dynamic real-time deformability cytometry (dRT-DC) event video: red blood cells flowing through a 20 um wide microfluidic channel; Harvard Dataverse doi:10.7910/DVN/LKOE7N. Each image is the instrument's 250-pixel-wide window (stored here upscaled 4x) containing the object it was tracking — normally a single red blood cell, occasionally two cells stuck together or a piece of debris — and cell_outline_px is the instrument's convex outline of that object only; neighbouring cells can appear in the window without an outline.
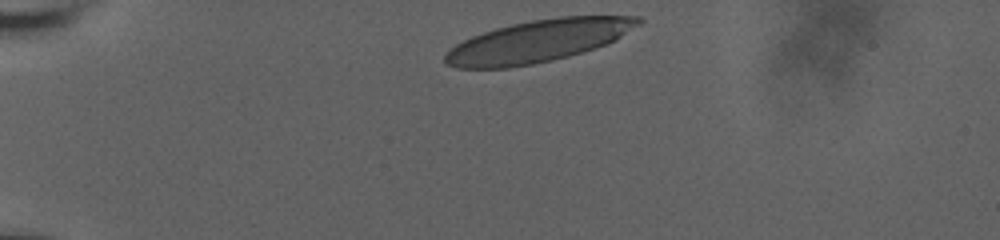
{"species": "human", "species_latin": "Homo sapiens", "temperature_condition": "room temperature", "stored_images_in_passage": 36, "camera_frame_rate_fps": 3000, "um_per_image_px": 0.085, "donor": {"sex": "male"}, "frame": {"image": 1, "passage_image": 1, "time_ms": 0.0, "image_size_px": [1000, 240], "cell_outline_px": [[644, 20], [640, 24], [620, 36], [596, 48], [568, 56], [552, 60], [532, 64], [508, 68], [456, 68], [448, 64], [444, 60], [444, 56], [448, 48], [472, 36], [496, 28], [512, 24], [532, 20], [560, 16], [640, 16]], "centroid_in_image_um": [45.71, 3.49], "position_along_channel_um": 39.3, "area_um2": 47.11}}
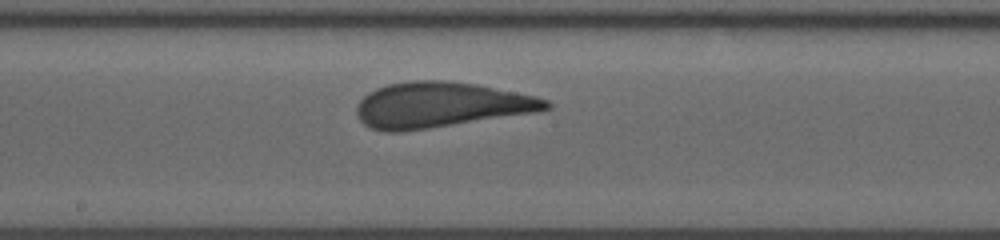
{"frame": {"image": 2, "passage_image": 20, "time_ms": 6.333, "image_size_px": [1000, 240], "cell_outline_px": [[552, 108], [540, 112], [400, 132], [384, 132], [372, 128], [364, 124], [360, 120], [356, 112], [356, 108], [360, 100], [368, 92], [376, 88], [388, 84], [412, 80], [444, 80], [476, 84], [536, 96], [548, 100], [552, 104]], "centroid_in_image_um": [37.48, 8.92], "position_along_channel_um": 210.7, "area_um2": 50.29}}
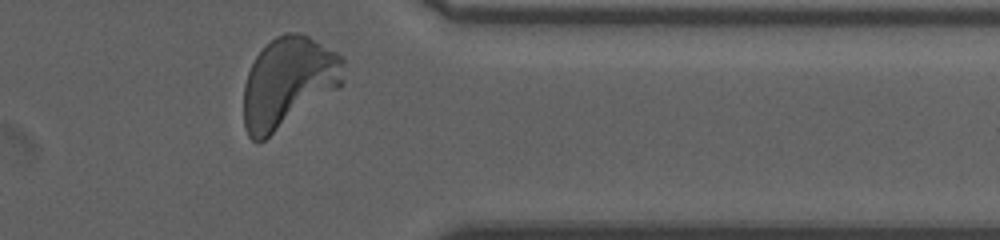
{"frame": {"image": 3, "passage_image": 35, "time_ms": 11.333, "image_size_px": [1000, 240], "cell_outline_px": [[344, 84], [264, 140], [256, 144], [248, 136], [244, 124], [244, 84], [248, 72], [256, 56], [276, 36], [288, 32], [296, 32], [308, 36], [336, 52], [344, 60]], "centroid_in_image_um": [24.5, 7.01], "position_along_channel_um": 386.9, "area_um2": 52.31}, "authors_computed_cell_mechanics": {"area_um2": 49.4479, "velocity_mm_per_s": 3.6623, "shape_relaxation_time_tau1_ms": 4.4836, "shape_relaxation_time_tau2_ms": null, "deformation_change_tau1": 0.1904, "deformation_change_tau2": null}}